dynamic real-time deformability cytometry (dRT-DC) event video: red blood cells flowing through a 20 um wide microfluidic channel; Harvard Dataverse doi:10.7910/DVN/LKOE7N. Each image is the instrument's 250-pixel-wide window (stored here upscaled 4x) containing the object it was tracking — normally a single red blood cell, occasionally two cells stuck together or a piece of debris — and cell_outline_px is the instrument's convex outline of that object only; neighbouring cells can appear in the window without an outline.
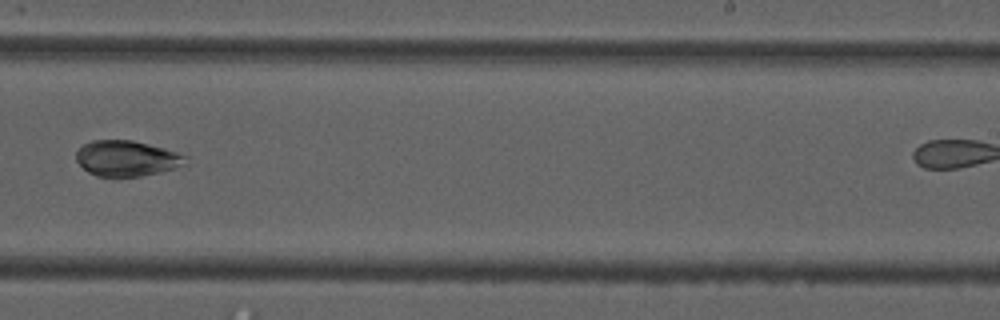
{"species": "common noctule bat (a hibernating species)", "species_latin": "Nyctalus noctula", "temperature_condition": "cold", "stored_images_in_passage": 11, "camera_frame_rate_fps": 3000, "um_per_image_px": 0.085, "animal": {"sex": "male", "forearm_length_mm": 52.5}, "frame": {"image": 1, "passage_image": 10, "time_ms": 3.0, "image_size_px": [1000, 320], "cell_outline_px": [[188, 156], [180, 164], [172, 168], [140, 176], [96, 176], [88, 172], [76, 160], [76, 152], [84, 144], [92, 140], [132, 140], [164, 148]], "centroid_in_image_um": [10.7, 13.44], "position_along_channel_um": 278.3, "area_um2": 22.14}}